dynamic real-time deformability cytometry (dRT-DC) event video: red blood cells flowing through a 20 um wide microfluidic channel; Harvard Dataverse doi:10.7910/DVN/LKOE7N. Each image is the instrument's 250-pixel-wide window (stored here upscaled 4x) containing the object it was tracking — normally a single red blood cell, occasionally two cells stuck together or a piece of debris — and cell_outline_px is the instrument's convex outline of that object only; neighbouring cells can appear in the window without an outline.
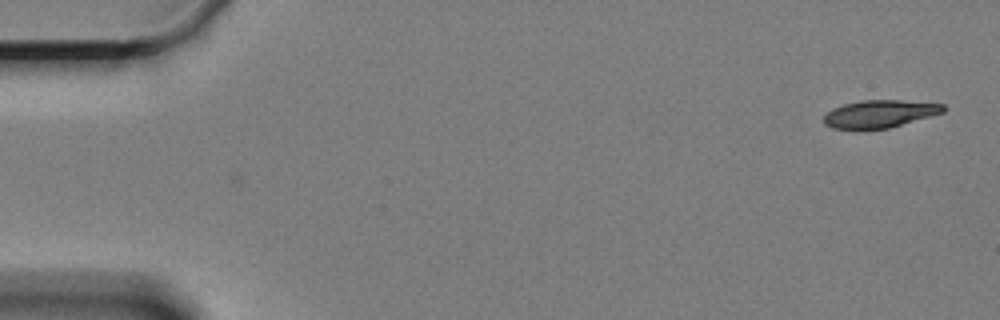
{"species": "Egyptian fruit bat (a non-hibernating species)", "species_latin": "Rousettus aegyptiacus", "temperature_condition": "cold", "stored_images_in_passage": 2, "camera_frame_rate_fps": 3000, "um_per_image_px": 0.085, "animal": {"sex": "female"}, "frame": {"image": 1, "passage_image": 2, "time_ms": 0.333, "image_size_px": [1000, 320], "cell_outline_px": [[944, 112], [888, 128], [832, 128], [824, 124], [824, 116], [832, 108], [844, 104], [860, 100], [900, 100], [944, 104]], "centroid_in_image_um": [74.76, 9.66], "position_along_channel_um": 10.2, "area_um2": 18.84}}